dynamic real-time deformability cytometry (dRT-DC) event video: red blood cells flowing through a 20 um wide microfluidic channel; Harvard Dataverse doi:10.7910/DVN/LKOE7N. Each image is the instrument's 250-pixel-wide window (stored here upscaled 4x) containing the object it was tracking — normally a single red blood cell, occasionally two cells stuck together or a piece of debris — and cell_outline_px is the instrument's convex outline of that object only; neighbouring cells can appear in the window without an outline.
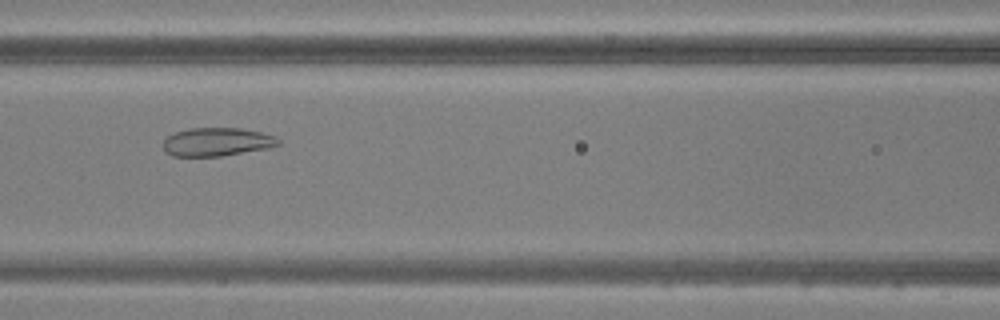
{"species": "common noctule bat (a hibernating species)", "species_latin": "Nyctalus noctula", "temperature_condition": "warm", "stored_images_in_passage": 50, "camera_frame_rate_fps": 3000, "um_per_image_px": 0.085, "animal": {"sex": "male", "body_mass_g": 20.5, "forearm_length_mm": 52.5}, "frame": {"image": 1, "passage_image": 22, "time_ms": 7.0, "image_size_px": [1000, 320], "cell_outline_px": [[280, 144], [268, 148], [220, 156], [172, 156], [164, 152], [160, 144], [168, 136], [176, 132], [192, 128], [240, 128], [260, 132], [272, 136], [280, 140]], "centroid_in_image_um": [18.37, 12.07], "position_along_channel_um": 148.2, "area_um2": 19.02}}
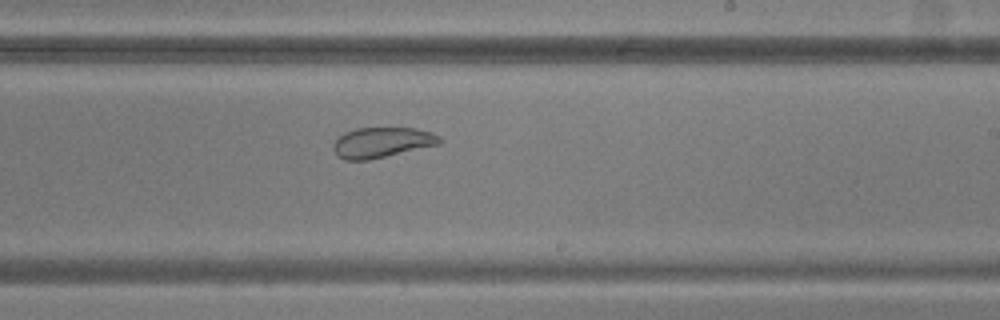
{"frame": {"image": 2, "passage_image": 30, "time_ms": 9.667, "image_size_px": [1000, 320], "cell_outline_px": [[444, 140], [440, 144], [368, 160], [344, 160], [336, 156], [332, 148], [332, 144], [344, 132], [356, 128], [416, 128], [432, 132], [440, 136]], "centroid_in_image_um": [32.46, 12.11], "position_along_channel_um": 256.5, "area_um2": 18.96}}
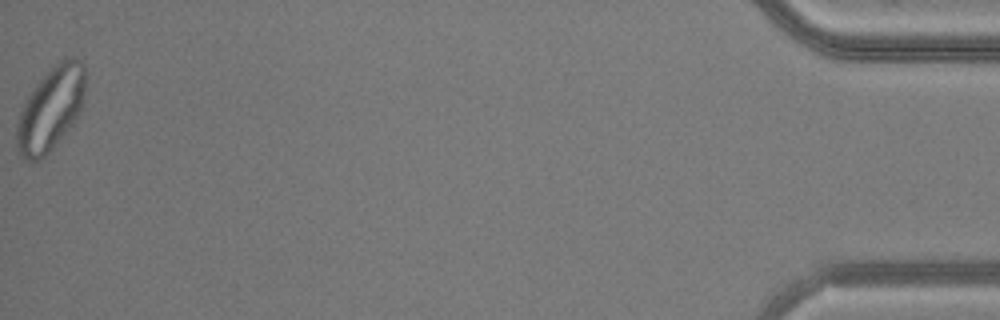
{"frame": {"image": 3, "passage_image": 50, "time_ms": 16.333, "image_size_px": [1000, 320], "cell_outline_px": [[84, 92], [80, 112], [72, 124], [52, 148], [40, 160], [24, 160], [16, 148], [16, 124], [20, 112], [28, 96], [36, 84], [48, 68], [60, 60], [80, 60], [84, 64]], "centroid_in_image_um": [4.27, 9.27], "position_along_channel_um": 430.9, "area_um2": 32.95}}